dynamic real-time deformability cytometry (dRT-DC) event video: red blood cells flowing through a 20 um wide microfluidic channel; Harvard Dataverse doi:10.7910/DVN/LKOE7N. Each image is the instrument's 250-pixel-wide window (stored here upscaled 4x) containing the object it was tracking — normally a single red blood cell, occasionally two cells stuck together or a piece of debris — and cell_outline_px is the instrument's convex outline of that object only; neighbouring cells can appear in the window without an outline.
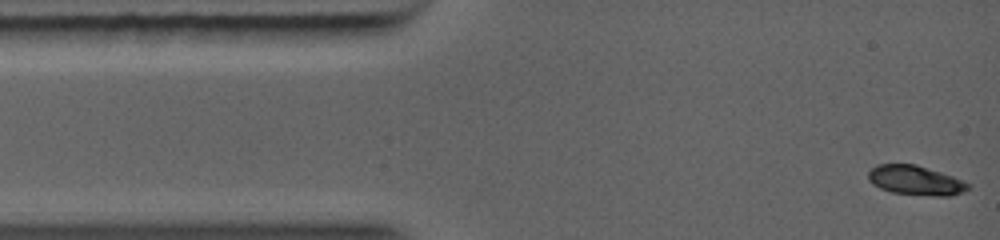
{"species": "common noctule bat (a hibernating species)", "species_latin": "Nyctalus noctula", "temperature_condition": "warm", "stored_images_in_passage": 23, "camera_frame_rate_fps": 5000, "um_per_image_px": 0.085, "animal": {"sex": "female", "body_mass_g": 19.0, "forearm_length_mm": 56.7}, "frame": {"image": 1, "passage_image": 1, "time_ms": 0.0, "image_size_px": [1000, 240], "cell_outline_px": [[968, 188], [960, 192], [896, 192], [884, 188], [876, 184], [868, 176], [868, 172], [872, 168], [880, 164], [912, 164], [948, 176], [968, 184]], "centroid_in_image_um": [77.66, 15.24], "position_along_channel_um": 7.3, "area_um2": 14.74}}
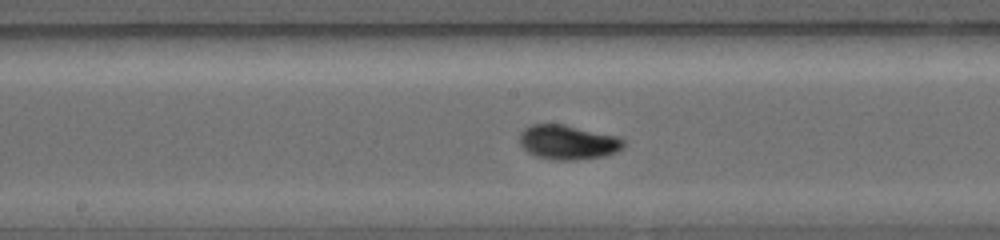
{"frame": {"image": 2, "passage_image": 11, "time_ms": 5.4, "image_size_px": [1000, 240], "cell_outline_px": [[620, 144], [616, 148], [608, 152], [596, 156], [544, 156], [528, 148], [524, 144], [524, 128], [532, 124], [564, 124], [612, 136], [620, 140]], "centroid_in_image_um": [48.22, 11.97], "position_along_channel_um": 200.0, "area_um2": 17.63}}
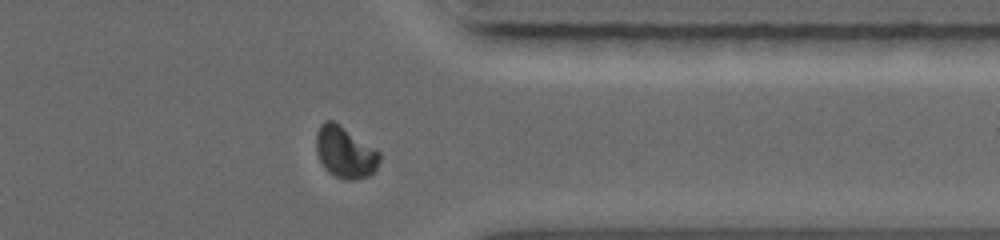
{"frame": {"image": 3, "passage_image": 20, "time_ms": 9.2, "image_size_px": [1000, 240], "cell_outline_px": [[380, 156], [372, 172], [368, 176], [352, 180], [348, 180], [336, 176], [320, 160], [316, 148], [316, 132], [320, 124], [324, 120], [332, 120], [380, 152]], "centroid_in_image_um": [29.3, 12.91], "position_along_channel_um": 382.1, "area_um2": 18.26}}